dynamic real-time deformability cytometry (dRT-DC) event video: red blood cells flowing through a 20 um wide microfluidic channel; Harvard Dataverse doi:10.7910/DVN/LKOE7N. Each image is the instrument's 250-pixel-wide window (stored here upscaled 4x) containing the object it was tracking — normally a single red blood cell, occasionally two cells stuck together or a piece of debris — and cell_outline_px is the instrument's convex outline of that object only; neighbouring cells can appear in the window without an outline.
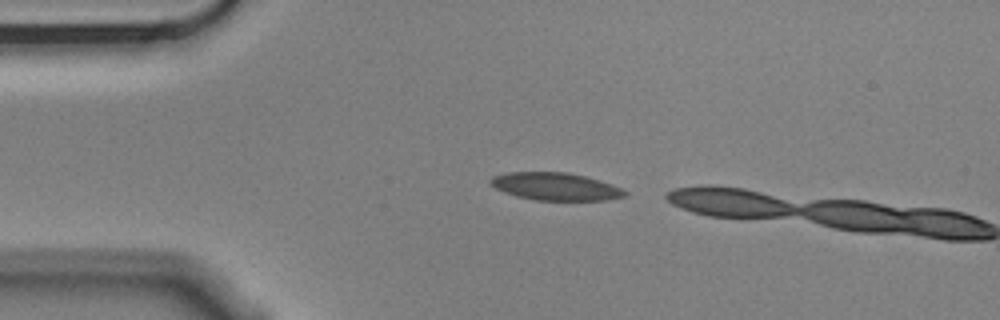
{"species": "Egyptian fruit bat (a non-hibernating species)", "species_latin": "Rousettus aegyptiacus", "temperature_condition": "cold", "stored_images_in_passage": 2, "camera_frame_rate_fps": 3000, "um_per_image_px": 0.085, "animal": {"sex": "male"}, "frame": {"image": 1, "passage_image": 1, "time_ms": 0.0, "image_size_px": [1000, 320], "cell_outline_px": [[628, 192], [624, 196], [604, 200], [536, 200], [516, 196], [504, 192], [496, 188], [488, 180], [492, 176], [504, 172], [568, 172], [584, 176], [612, 184]], "centroid_in_image_um": [47.17, 15.84], "position_along_channel_um": 37.8, "area_um2": 21.5}}